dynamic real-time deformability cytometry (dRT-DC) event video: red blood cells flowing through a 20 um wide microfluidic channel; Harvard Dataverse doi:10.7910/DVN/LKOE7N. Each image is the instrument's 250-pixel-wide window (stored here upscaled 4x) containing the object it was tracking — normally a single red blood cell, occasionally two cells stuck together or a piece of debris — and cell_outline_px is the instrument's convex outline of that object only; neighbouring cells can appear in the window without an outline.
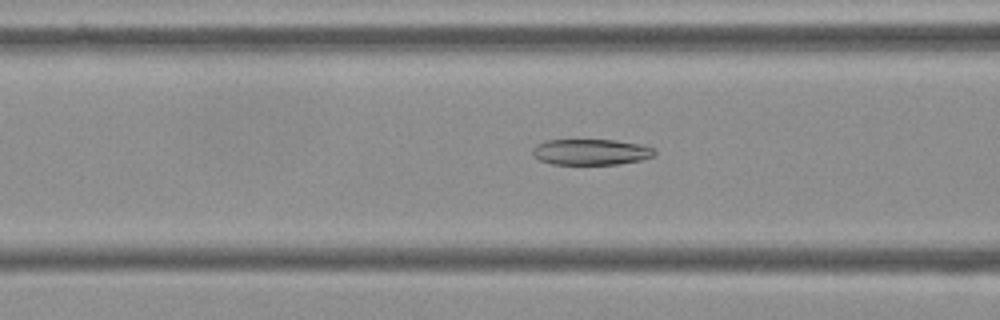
{"species": "Egyptian fruit bat (a non-hibernating species)", "species_latin": "Rousettus aegyptiacus", "temperature_condition": "cold", "stored_images_in_passage": 56, "camera_frame_rate_fps": 3000, "um_per_image_px": 0.085, "frame": {"image": 1, "passage_image": 22, "time_ms": 7.0, "image_size_px": [1000, 320], "cell_outline_px": [[656, 152], [652, 156], [640, 160], [620, 164], [552, 164], [540, 160], [532, 156], [532, 148], [536, 144], [544, 140], [616, 140], [644, 144], [652, 148]], "centroid_in_image_um": [50.2, 12.91], "position_along_channel_um": 116.4, "area_um2": 18.55}}
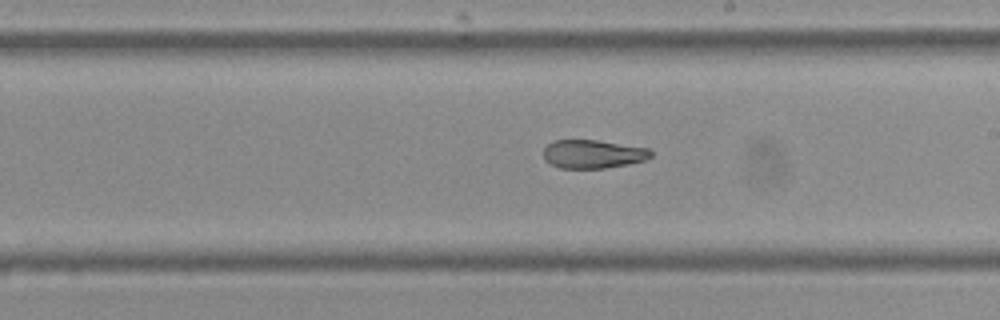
{"frame": {"image": 2, "passage_image": 32, "time_ms": 10.333, "image_size_px": [1000, 320], "cell_outline_px": [[652, 156], [648, 160], [628, 164], [604, 168], [560, 168], [548, 164], [544, 160], [544, 148], [548, 144], [556, 140], [596, 140], [648, 148], [652, 152]], "centroid_in_image_um": [50.4, 13.1], "position_along_channel_um": 238.6, "area_um2": 17.92}}
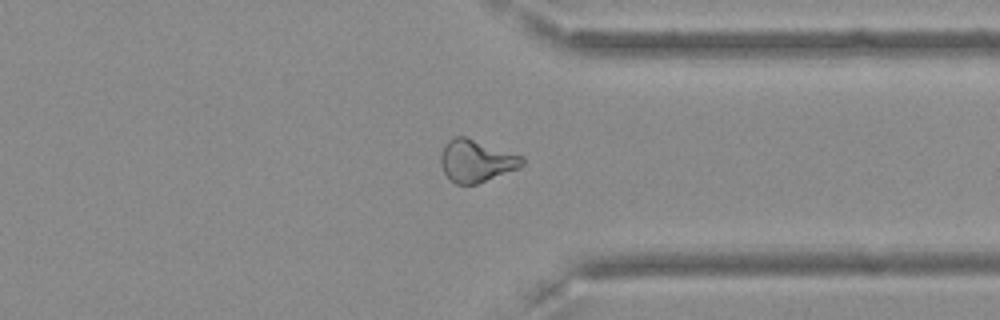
{"frame": {"image": 3, "passage_image": 43, "time_ms": 14.0, "image_size_px": [1000, 320], "cell_outline_px": [[524, 164], [520, 168], [476, 184], [456, 184], [448, 180], [444, 172], [440, 160], [440, 156], [448, 140], [456, 136], [464, 136], [524, 156]], "centroid_in_image_um": [40.5, 13.68], "position_along_channel_um": 370.9, "area_um2": 20.06}, "authors_computed_cell_mechanics": {"area_um2": 20.23, "velocity_mm_per_s": 3.6645, "shape_relaxation_time_tau1_ms": null, "shape_relaxation_time_tau2_ms": 4.4419, "deformation_change_tau1": null, "deformation_change_tau2": 0.102}}